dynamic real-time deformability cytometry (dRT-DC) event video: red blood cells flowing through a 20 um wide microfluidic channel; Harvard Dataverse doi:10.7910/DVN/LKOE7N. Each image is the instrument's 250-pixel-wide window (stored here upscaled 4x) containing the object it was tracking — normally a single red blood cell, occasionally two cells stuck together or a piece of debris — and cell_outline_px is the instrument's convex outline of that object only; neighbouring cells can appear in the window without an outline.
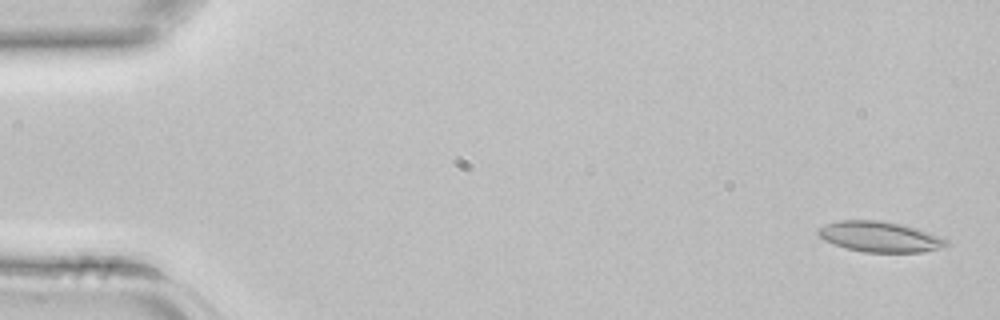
{"species": "common noctule bat (a hibernating species)", "species_latin": "Nyctalus noctula", "temperature_condition": "room temperature", "stored_images_in_passage": 44, "camera_frame_rate_fps": 3000, "um_per_image_px": 0.085, "animal": {"sex": "female", "body_mass_g": 22.7, "forearm_length_mm": 54.2}, "frame": {"image": 1, "passage_image": 2, "time_ms": 0.333, "image_size_px": [1000, 320], "cell_outline_px": [[948, 248], [924, 252], [864, 252], [848, 248], [824, 240], [816, 232], [820, 228], [836, 220], [880, 220], [900, 224], [916, 228], [940, 236], [948, 240]], "centroid_in_image_um": [74.86, 20.13], "position_along_channel_um": 10.1, "area_um2": 22.77}}
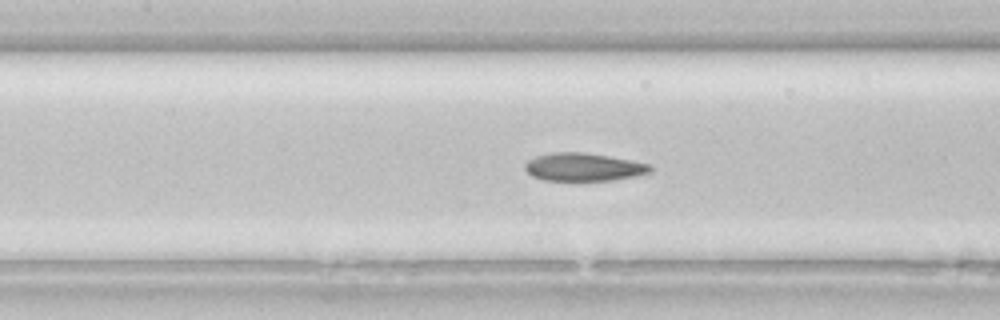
{"frame": {"image": 2, "passage_image": 20, "time_ms": 6.333, "image_size_px": [1000, 320], "cell_outline_px": [[652, 172], [636, 176], [612, 180], [544, 180], [532, 176], [524, 168], [524, 164], [528, 160], [536, 156], [552, 152], [584, 152], [608, 156], [648, 164], [652, 168]], "centroid_in_image_um": [49.57, 14.19], "position_along_channel_um": 157.8, "area_um2": 20.29}}
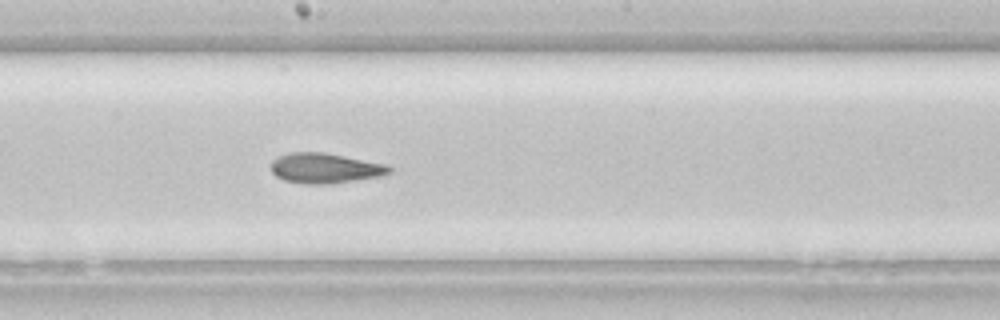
{"frame": {"image": 3, "passage_image": 24, "time_ms": 7.667, "image_size_px": [1000, 320], "cell_outline_px": [[392, 172], [380, 176], [332, 184], [300, 184], [284, 180], [276, 176], [272, 172], [272, 160], [276, 156], [288, 152], [324, 152], [384, 164], [392, 168]], "centroid_in_image_um": [27.58, 14.3], "position_along_channel_um": 220.6, "area_um2": 20.87}}